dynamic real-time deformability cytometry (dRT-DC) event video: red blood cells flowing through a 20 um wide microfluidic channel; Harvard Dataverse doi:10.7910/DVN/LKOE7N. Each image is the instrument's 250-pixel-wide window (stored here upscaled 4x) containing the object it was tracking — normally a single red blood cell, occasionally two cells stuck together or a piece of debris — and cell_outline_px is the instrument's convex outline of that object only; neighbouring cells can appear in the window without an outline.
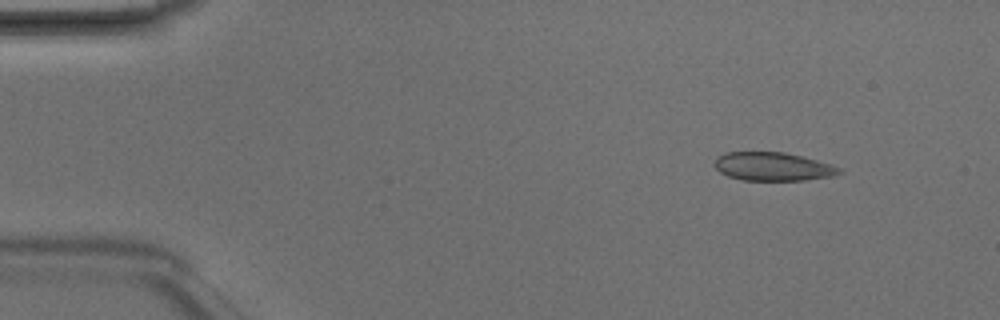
{"species": "Egyptian fruit bat (a non-hibernating species)", "species_latin": "Rousettus aegyptiacus", "temperature_condition": "room temperature", "stored_images_in_passage": 4, "camera_frame_rate_fps": 3000, "um_per_image_px": 0.085, "animal": {"sex": "male"}, "frame": {"image": 1, "passage_image": 1, "time_ms": 0.0, "image_size_px": [1000, 320], "cell_outline_px": [[844, 172], [832, 176], [804, 180], [740, 180], [728, 176], [720, 172], [712, 164], [716, 156], [724, 152], [784, 152], [804, 156], [832, 164], [840, 168]], "centroid_in_image_um": [65.68, 14.15], "position_along_channel_um": 19.3, "area_um2": 20.98}}